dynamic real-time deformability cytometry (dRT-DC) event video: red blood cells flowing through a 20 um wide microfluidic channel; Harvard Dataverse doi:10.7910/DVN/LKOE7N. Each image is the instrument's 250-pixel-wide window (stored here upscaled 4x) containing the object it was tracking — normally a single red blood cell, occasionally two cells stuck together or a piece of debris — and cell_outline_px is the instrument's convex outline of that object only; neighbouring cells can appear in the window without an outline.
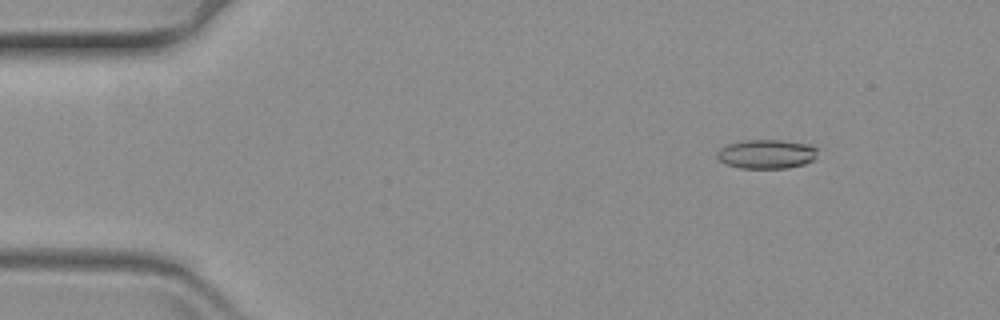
{"species": "common noctule bat (a hibernating species)", "species_latin": "Nyctalus noctula", "temperature_condition": "warm", "stored_images_in_passage": 62, "camera_frame_rate_fps": 3000, "um_per_image_px": 0.085, "animal": {"sex": "female", "body_mass_g": 19.3, "forearm_length_mm": 54.1}, "frame": {"image": 1, "passage_image": 8, "time_ms": 2.333, "image_size_px": [1000, 320], "cell_outline_px": [[820, 148], [816, 160], [804, 164], [788, 168], [740, 168], [724, 164], [716, 156], [716, 152], [720, 148], [728, 144], [740, 140], [780, 140], [808, 144]], "centroid_in_image_um": [65.19, 13.09], "position_along_channel_um": 19.8, "area_um2": 17.46}}
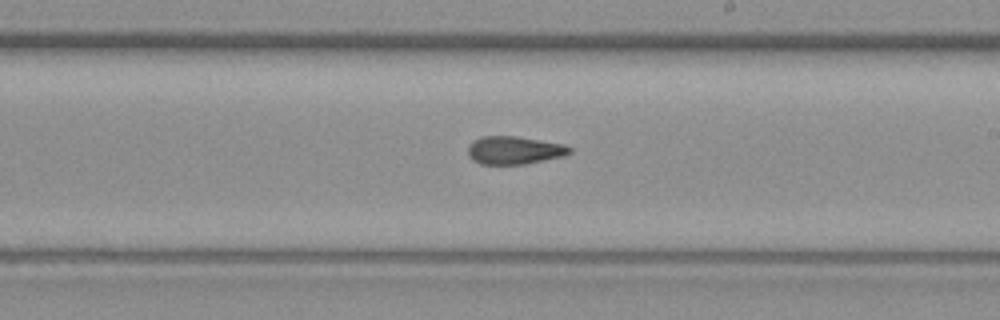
{"frame": {"image": 2, "passage_image": 36, "time_ms": 11.667, "image_size_px": [1000, 320], "cell_outline_px": [[572, 152], [564, 156], [524, 164], [480, 164], [472, 160], [468, 156], [468, 144], [480, 136], [516, 136], [564, 144], [572, 148]], "centroid_in_image_um": [43.69, 12.77], "position_along_channel_um": 245.3, "area_um2": 16.7}}
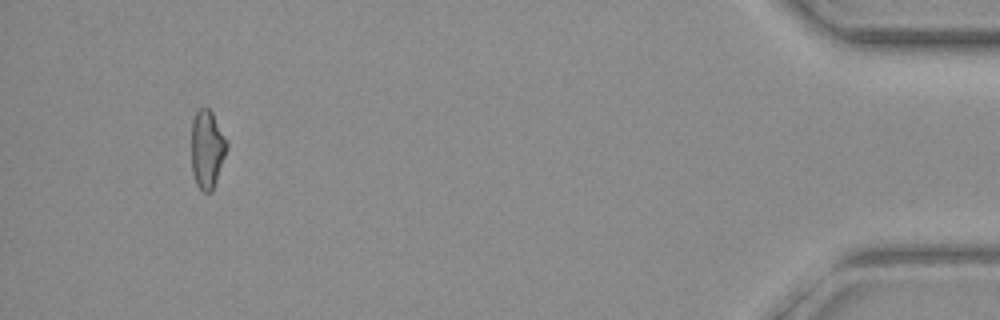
{"frame": {"image": 3, "passage_image": 58, "time_ms": 19.0, "image_size_px": [1000, 320], "cell_outline_px": [[228, 148], [212, 192], [204, 192], [196, 184], [192, 172], [192, 120], [196, 112], [200, 108], [208, 108], [212, 112], [228, 140]], "centroid_in_image_um": [17.62, 12.68], "position_along_channel_um": 417.6, "area_um2": 16.24}}